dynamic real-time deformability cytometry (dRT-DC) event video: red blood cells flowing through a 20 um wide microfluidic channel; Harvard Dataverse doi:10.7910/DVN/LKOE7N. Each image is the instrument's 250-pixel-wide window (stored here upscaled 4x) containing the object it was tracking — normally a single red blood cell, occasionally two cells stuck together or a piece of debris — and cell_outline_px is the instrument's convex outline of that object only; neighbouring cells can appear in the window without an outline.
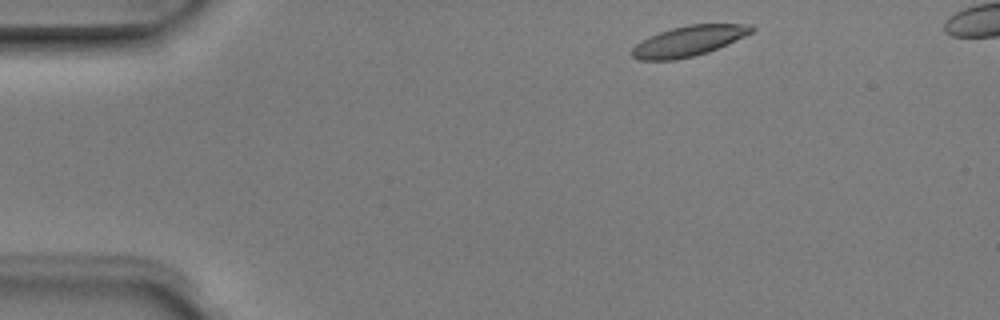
{"species": "Egyptian fruit bat (a non-hibernating species)", "species_latin": "Rousettus aegyptiacus", "temperature_condition": "room temperature", "stored_images_in_passage": 3, "camera_frame_rate_fps": 3000, "um_per_image_px": 0.085, "animal": {"sex": "male"}, "frame": {"image": 1, "passage_image": 1, "time_ms": 0.0, "image_size_px": [1000, 320], "cell_outline_px": [[756, 28], [752, 32], [744, 36], [708, 52], [676, 60], [636, 60], [632, 56], [632, 48], [636, 44], [648, 36], [672, 28], [688, 24], [752, 24]], "centroid_in_image_um": [58.52, 3.48], "position_along_channel_um": 26.5, "area_um2": 21.04}}